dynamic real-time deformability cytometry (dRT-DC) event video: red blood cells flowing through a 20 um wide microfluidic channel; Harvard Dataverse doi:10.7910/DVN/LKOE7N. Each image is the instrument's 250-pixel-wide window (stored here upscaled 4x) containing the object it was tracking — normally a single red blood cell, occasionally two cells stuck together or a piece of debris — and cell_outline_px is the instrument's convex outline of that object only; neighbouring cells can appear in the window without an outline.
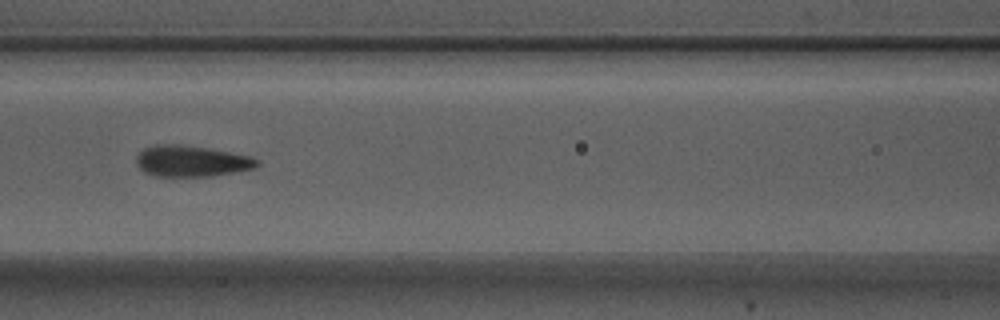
{"species": "Egyptian fruit bat (a non-hibernating species)", "species_latin": "Rousettus aegyptiacus", "temperature_condition": "warm", "stored_images_in_passage": 8, "camera_frame_rate_fps": 3000, "um_per_image_px": 0.085, "animal": {"sex": "male"}, "frame": {"image": 1, "passage_image": 6, "time_ms": 1.667, "image_size_px": [1000, 320], "cell_outline_px": [[260, 164], [256, 168], [212, 176], [156, 176], [144, 172], [136, 164], [136, 156], [144, 148], [152, 144], [180, 144], [208, 148], [252, 156], [260, 160]], "centroid_in_image_um": [16.29, 13.68], "position_along_channel_um": 150.3, "area_um2": 22.14}}
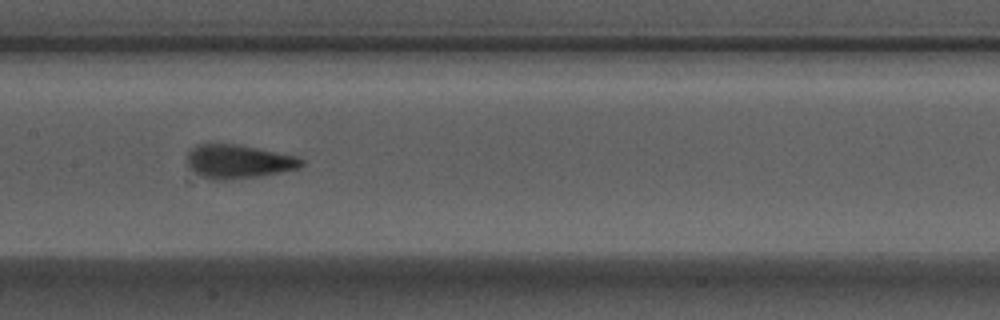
{"frame": {"image": 2, "passage_image": 7, "time_ms": 2.0, "image_size_px": [1000, 320], "cell_outline_px": [[304, 164], [300, 168], [280, 172], [256, 176], [224, 180], [212, 180], [200, 176], [188, 164], [188, 152], [192, 148], [200, 144], [236, 144], [296, 156], [304, 160]], "centroid_in_image_um": [20.28, 13.73], "position_along_channel_um": 187.1, "area_um2": 22.08}}
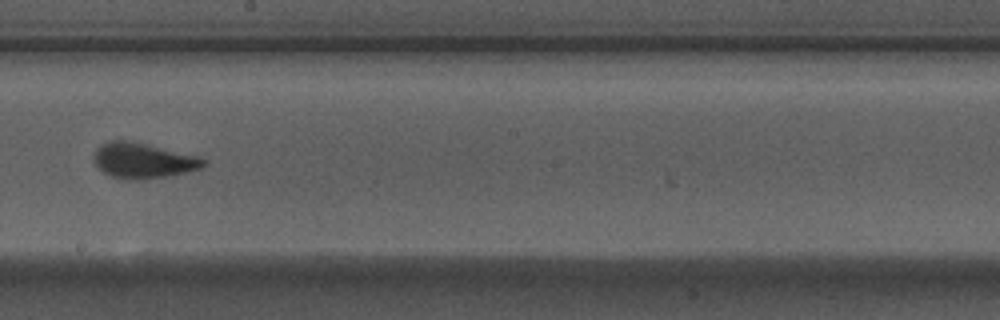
{"frame": {"image": 3, "passage_image": 8, "time_ms": 2.333, "image_size_px": [1000, 320], "cell_outline_px": [[208, 164], [200, 168], [184, 172], [144, 180], [128, 180], [112, 176], [104, 172], [92, 160], [92, 156], [96, 148], [108, 140], [124, 140], [144, 144], [196, 156], [208, 160]], "centroid_in_image_um": [12.12, 13.65], "position_along_channel_um": 236.1, "area_um2": 22.31}}